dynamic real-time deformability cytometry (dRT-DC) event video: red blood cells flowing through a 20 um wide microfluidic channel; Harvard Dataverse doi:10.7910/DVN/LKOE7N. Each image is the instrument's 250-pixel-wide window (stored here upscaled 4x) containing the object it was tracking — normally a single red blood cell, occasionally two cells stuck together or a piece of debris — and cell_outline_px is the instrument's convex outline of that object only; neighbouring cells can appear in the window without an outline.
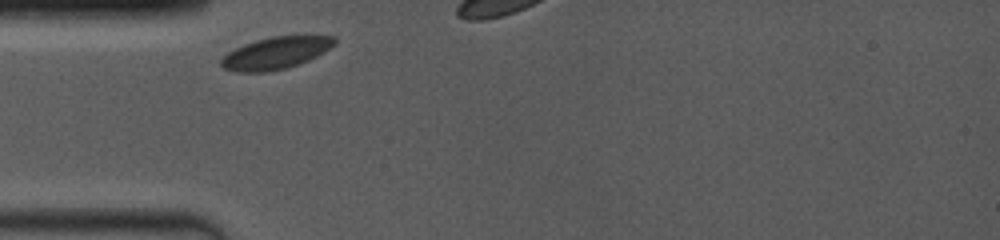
{"species": "common noctule bat (a hibernating species)", "species_latin": "Nyctalus noctula", "temperature_condition": "room temperature", "stored_images_in_passage": 6, "camera_frame_rate_fps": 4000, "um_per_image_px": 0.085, "animal": {"sex": "female", "body_mass_g": 19.0, "forearm_length_mm": 53.3}, "frame": {"image": 1, "passage_image": 1, "time_ms": 0.0, "image_size_px": [1000, 240], "cell_outline_px": [[336, 44], [324, 52], [308, 60], [284, 68], [268, 72], [236, 72], [224, 68], [220, 64], [220, 60], [228, 52], [244, 44], [256, 40], [272, 36], [336, 36]], "centroid_in_image_um": [23.43, 4.5], "position_along_channel_um": 61.6, "area_um2": 20.98}}
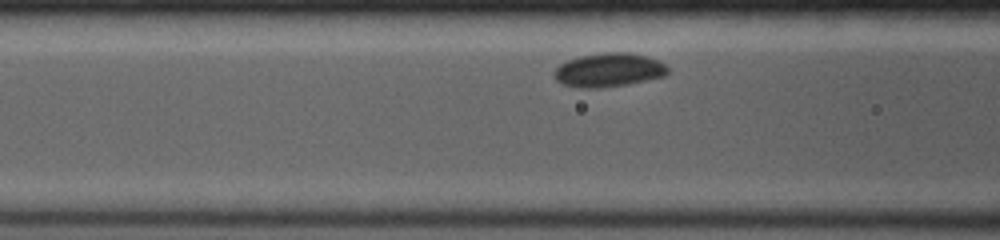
{"frame": {"image": 2, "passage_image": 5, "time_ms": 1.5, "image_size_px": [1000, 240], "cell_outline_px": [[668, 72], [664, 76], [628, 84], [600, 88], [580, 88], [564, 84], [556, 80], [556, 68], [560, 64], [568, 60], [580, 56], [604, 52], [628, 52], [648, 56], [660, 60], [668, 68]], "centroid_in_image_um": [51.78, 5.94], "position_along_channel_um": 114.8, "area_um2": 22.31}}